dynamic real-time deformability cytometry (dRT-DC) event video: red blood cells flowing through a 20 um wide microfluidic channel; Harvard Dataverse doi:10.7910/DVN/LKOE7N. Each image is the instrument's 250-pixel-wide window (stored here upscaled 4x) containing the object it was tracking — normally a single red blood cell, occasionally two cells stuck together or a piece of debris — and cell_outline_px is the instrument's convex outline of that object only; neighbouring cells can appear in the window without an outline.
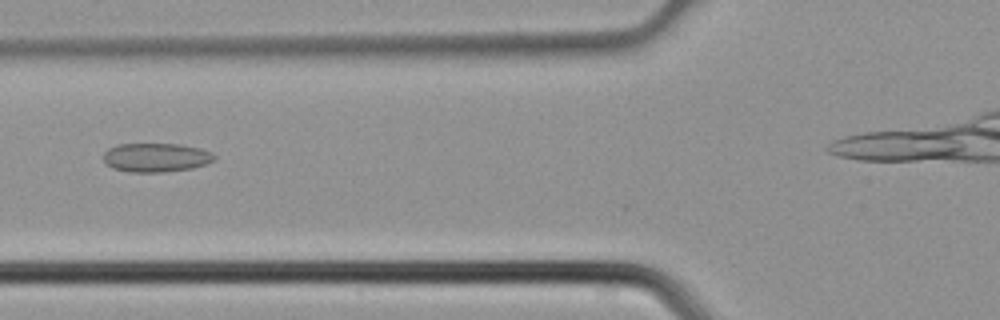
{"species": "common noctule bat (a hibernating species)", "species_latin": "Nyctalus noctula", "temperature_condition": "cold", "stored_images_in_passage": 7, "segment_of_instrument_passage": [1, 2], "camera_frame_rate_fps": 3000, "um_per_image_px": 0.085, "animal": {"sex": "male", "body_mass_g": 21.5, "forearm_length_mm": 52.0}, "frame": {"image": 1, "passage_image": 6, "time_ms": 1.667, "image_size_px": [1000, 320], "cell_outline_px": [[216, 160], [192, 168], [164, 172], [128, 172], [112, 168], [104, 160], [104, 152], [108, 148], [116, 144], [180, 144], [200, 148], [212, 152], [216, 156]], "centroid_in_image_um": [13.27, 13.38], "position_along_channel_um": 112.5, "area_um2": 18.79}}